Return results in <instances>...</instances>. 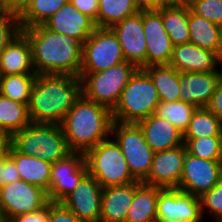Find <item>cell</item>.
Here are the masks:
<instances>
[{
    "instance_id": "1",
    "label": "cell",
    "mask_w": 222,
    "mask_h": 222,
    "mask_svg": "<svg viewBox=\"0 0 222 222\" xmlns=\"http://www.w3.org/2000/svg\"><path fill=\"white\" fill-rule=\"evenodd\" d=\"M28 38L36 74H68L79 76L82 44L75 38L52 32L44 25L23 28Z\"/></svg>"
},
{
    "instance_id": "2",
    "label": "cell",
    "mask_w": 222,
    "mask_h": 222,
    "mask_svg": "<svg viewBox=\"0 0 222 222\" xmlns=\"http://www.w3.org/2000/svg\"><path fill=\"white\" fill-rule=\"evenodd\" d=\"M81 95L79 76L37 74L28 105L30 121L61 124Z\"/></svg>"
},
{
    "instance_id": "3",
    "label": "cell",
    "mask_w": 222,
    "mask_h": 222,
    "mask_svg": "<svg viewBox=\"0 0 222 222\" xmlns=\"http://www.w3.org/2000/svg\"><path fill=\"white\" fill-rule=\"evenodd\" d=\"M112 123V111L108 107L89 100L82 94L61 126L70 150L85 153L108 138Z\"/></svg>"
},
{
    "instance_id": "4",
    "label": "cell",
    "mask_w": 222,
    "mask_h": 222,
    "mask_svg": "<svg viewBox=\"0 0 222 222\" xmlns=\"http://www.w3.org/2000/svg\"><path fill=\"white\" fill-rule=\"evenodd\" d=\"M11 146L26 156H37L51 164L63 159L70 150L61 124L30 123L11 136Z\"/></svg>"
},
{
    "instance_id": "5",
    "label": "cell",
    "mask_w": 222,
    "mask_h": 222,
    "mask_svg": "<svg viewBox=\"0 0 222 222\" xmlns=\"http://www.w3.org/2000/svg\"><path fill=\"white\" fill-rule=\"evenodd\" d=\"M159 102L158 92L151 78L143 69L138 68L112 110L113 122L137 124L155 114Z\"/></svg>"
},
{
    "instance_id": "6",
    "label": "cell",
    "mask_w": 222,
    "mask_h": 222,
    "mask_svg": "<svg viewBox=\"0 0 222 222\" xmlns=\"http://www.w3.org/2000/svg\"><path fill=\"white\" fill-rule=\"evenodd\" d=\"M84 159L87 173L93 176L102 188L137 181L132 176L119 145L109 138L87 150Z\"/></svg>"
},
{
    "instance_id": "7",
    "label": "cell",
    "mask_w": 222,
    "mask_h": 222,
    "mask_svg": "<svg viewBox=\"0 0 222 222\" xmlns=\"http://www.w3.org/2000/svg\"><path fill=\"white\" fill-rule=\"evenodd\" d=\"M137 69L134 64L124 61L103 71L80 73L82 94L87 99L106 106L112 111Z\"/></svg>"
},
{
    "instance_id": "8",
    "label": "cell",
    "mask_w": 222,
    "mask_h": 222,
    "mask_svg": "<svg viewBox=\"0 0 222 222\" xmlns=\"http://www.w3.org/2000/svg\"><path fill=\"white\" fill-rule=\"evenodd\" d=\"M111 133L116 136L132 176L143 181L149 174L154 151L147 144L143 130L136 123L113 122Z\"/></svg>"
},
{
    "instance_id": "9",
    "label": "cell",
    "mask_w": 222,
    "mask_h": 222,
    "mask_svg": "<svg viewBox=\"0 0 222 222\" xmlns=\"http://www.w3.org/2000/svg\"><path fill=\"white\" fill-rule=\"evenodd\" d=\"M126 61L117 35L111 28H96L82 45L80 73L103 71Z\"/></svg>"
},
{
    "instance_id": "10",
    "label": "cell",
    "mask_w": 222,
    "mask_h": 222,
    "mask_svg": "<svg viewBox=\"0 0 222 222\" xmlns=\"http://www.w3.org/2000/svg\"><path fill=\"white\" fill-rule=\"evenodd\" d=\"M49 202L47 191L23 180L0 188V208L6 222L16 216L38 211Z\"/></svg>"
},
{
    "instance_id": "11",
    "label": "cell",
    "mask_w": 222,
    "mask_h": 222,
    "mask_svg": "<svg viewBox=\"0 0 222 222\" xmlns=\"http://www.w3.org/2000/svg\"><path fill=\"white\" fill-rule=\"evenodd\" d=\"M203 212L198 196L179 188H161L157 200L160 222H200Z\"/></svg>"
},
{
    "instance_id": "12",
    "label": "cell",
    "mask_w": 222,
    "mask_h": 222,
    "mask_svg": "<svg viewBox=\"0 0 222 222\" xmlns=\"http://www.w3.org/2000/svg\"><path fill=\"white\" fill-rule=\"evenodd\" d=\"M87 174L84 153L71 152L63 159L52 164L50 176V189L48 199L50 202L61 203L78 186Z\"/></svg>"
},
{
    "instance_id": "13",
    "label": "cell",
    "mask_w": 222,
    "mask_h": 222,
    "mask_svg": "<svg viewBox=\"0 0 222 222\" xmlns=\"http://www.w3.org/2000/svg\"><path fill=\"white\" fill-rule=\"evenodd\" d=\"M222 179L221 161H210L186 152L179 189L200 197Z\"/></svg>"
},
{
    "instance_id": "14",
    "label": "cell",
    "mask_w": 222,
    "mask_h": 222,
    "mask_svg": "<svg viewBox=\"0 0 222 222\" xmlns=\"http://www.w3.org/2000/svg\"><path fill=\"white\" fill-rule=\"evenodd\" d=\"M186 152L184 144L155 152L149 174L142 183L160 188H178Z\"/></svg>"
},
{
    "instance_id": "15",
    "label": "cell",
    "mask_w": 222,
    "mask_h": 222,
    "mask_svg": "<svg viewBox=\"0 0 222 222\" xmlns=\"http://www.w3.org/2000/svg\"><path fill=\"white\" fill-rule=\"evenodd\" d=\"M111 29L118 37L125 60L137 68H145L147 43L143 31V10L126 17Z\"/></svg>"
},
{
    "instance_id": "16",
    "label": "cell",
    "mask_w": 222,
    "mask_h": 222,
    "mask_svg": "<svg viewBox=\"0 0 222 222\" xmlns=\"http://www.w3.org/2000/svg\"><path fill=\"white\" fill-rule=\"evenodd\" d=\"M102 190L96 179L87 173L61 203L82 222H99Z\"/></svg>"
},
{
    "instance_id": "17",
    "label": "cell",
    "mask_w": 222,
    "mask_h": 222,
    "mask_svg": "<svg viewBox=\"0 0 222 222\" xmlns=\"http://www.w3.org/2000/svg\"><path fill=\"white\" fill-rule=\"evenodd\" d=\"M143 31L147 43L146 67L169 64L174 45L163 26L161 9L143 10Z\"/></svg>"
},
{
    "instance_id": "18",
    "label": "cell",
    "mask_w": 222,
    "mask_h": 222,
    "mask_svg": "<svg viewBox=\"0 0 222 222\" xmlns=\"http://www.w3.org/2000/svg\"><path fill=\"white\" fill-rule=\"evenodd\" d=\"M43 25L52 32L77 39L82 45L97 28L95 21L82 14L70 1L55 12Z\"/></svg>"
},
{
    "instance_id": "19",
    "label": "cell",
    "mask_w": 222,
    "mask_h": 222,
    "mask_svg": "<svg viewBox=\"0 0 222 222\" xmlns=\"http://www.w3.org/2000/svg\"><path fill=\"white\" fill-rule=\"evenodd\" d=\"M221 71L179 72L180 99L198 107H206L215 92Z\"/></svg>"
},
{
    "instance_id": "20",
    "label": "cell",
    "mask_w": 222,
    "mask_h": 222,
    "mask_svg": "<svg viewBox=\"0 0 222 222\" xmlns=\"http://www.w3.org/2000/svg\"><path fill=\"white\" fill-rule=\"evenodd\" d=\"M220 63L222 59L215 52L186 43L173 47L169 65L178 72H212L219 71L216 66Z\"/></svg>"
},
{
    "instance_id": "21",
    "label": "cell",
    "mask_w": 222,
    "mask_h": 222,
    "mask_svg": "<svg viewBox=\"0 0 222 222\" xmlns=\"http://www.w3.org/2000/svg\"><path fill=\"white\" fill-rule=\"evenodd\" d=\"M141 184V181H136L127 185L103 188L99 222H125L135 190Z\"/></svg>"
},
{
    "instance_id": "22",
    "label": "cell",
    "mask_w": 222,
    "mask_h": 222,
    "mask_svg": "<svg viewBox=\"0 0 222 222\" xmlns=\"http://www.w3.org/2000/svg\"><path fill=\"white\" fill-rule=\"evenodd\" d=\"M143 130L145 140L154 152H160L184 144L181 133L169 121L155 114L137 123Z\"/></svg>"
},
{
    "instance_id": "23",
    "label": "cell",
    "mask_w": 222,
    "mask_h": 222,
    "mask_svg": "<svg viewBox=\"0 0 222 222\" xmlns=\"http://www.w3.org/2000/svg\"><path fill=\"white\" fill-rule=\"evenodd\" d=\"M36 74L28 38L21 32L0 53V75Z\"/></svg>"
},
{
    "instance_id": "24",
    "label": "cell",
    "mask_w": 222,
    "mask_h": 222,
    "mask_svg": "<svg viewBox=\"0 0 222 222\" xmlns=\"http://www.w3.org/2000/svg\"><path fill=\"white\" fill-rule=\"evenodd\" d=\"M8 156L15 162L20 180L41 187L45 191L50 189L52 164L39 159L37 156H26L17 152L11 145Z\"/></svg>"
},
{
    "instance_id": "25",
    "label": "cell",
    "mask_w": 222,
    "mask_h": 222,
    "mask_svg": "<svg viewBox=\"0 0 222 222\" xmlns=\"http://www.w3.org/2000/svg\"><path fill=\"white\" fill-rule=\"evenodd\" d=\"M189 43L215 52L222 59V27L204 17L194 14L189 8Z\"/></svg>"
},
{
    "instance_id": "26",
    "label": "cell",
    "mask_w": 222,
    "mask_h": 222,
    "mask_svg": "<svg viewBox=\"0 0 222 222\" xmlns=\"http://www.w3.org/2000/svg\"><path fill=\"white\" fill-rule=\"evenodd\" d=\"M160 187L141 184L134 194L125 222H151L157 217Z\"/></svg>"
},
{
    "instance_id": "27",
    "label": "cell",
    "mask_w": 222,
    "mask_h": 222,
    "mask_svg": "<svg viewBox=\"0 0 222 222\" xmlns=\"http://www.w3.org/2000/svg\"><path fill=\"white\" fill-rule=\"evenodd\" d=\"M158 92L160 101L174 102L180 99L179 72L169 64L143 68Z\"/></svg>"
},
{
    "instance_id": "28",
    "label": "cell",
    "mask_w": 222,
    "mask_h": 222,
    "mask_svg": "<svg viewBox=\"0 0 222 222\" xmlns=\"http://www.w3.org/2000/svg\"><path fill=\"white\" fill-rule=\"evenodd\" d=\"M161 17L174 46L189 43V6H164L161 8Z\"/></svg>"
},
{
    "instance_id": "29",
    "label": "cell",
    "mask_w": 222,
    "mask_h": 222,
    "mask_svg": "<svg viewBox=\"0 0 222 222\" xmlns=\"http://www.w3.org/2000/svg\"><path fill=\"white\" fill-rule=\"evenodd\" d=\"M139 11L136 0H98L97 27L112 28Z\"/></svg>"
},
{
    "instance_id": "30",
    "label": "cell",
    "mask_w": 222,
    "mask_h": 222,
    "mask_svg": "<svg viewBox=\"0 0 222 222\" xmlns=\"http://www.w3.org/2000/svg\"><path fill=\"white\" fill-rule=\"evenodd\" d=\"M30 123L27 104L0 94V128L11 137Z\"/></svg>"
},
{
    "instance_id": "31",
    "label": "cell",
    "mask_w": 222,
    "mask_h": 222,
    "mask_svg": "<svg viewBox=\"0 0 222 222\" xmlns=\"http://www.w3.org/2000/svg\"><path fill=\"white\" fill-rule=\"evenodd\" d=\"M222 137V121L207 107H198L183 134V139Z\"/></svg>"
},
{
    "instance_id": "32",
    "label": "cell",
    "mask_w": 222,
    "mask_h": 222,
    "mask_svg": "<svg viewBox=\"0 0 222 222\" xmlns=\"http://www.w3.org/2000/svg\"><path fill=\"white\" fill-rule=\"evenodd\" d=\"M37 74L1 75L0 94L29 105Z\"/></svg>"
},
{
    "instance_id": "33",
    "label": "cell",
    "mask_w": 222,
    "mask_h": 222,
    "mask_svg": "<svg viewBox=\"0 0 222 222\" xmlns=\"http://www.w3.org/2000/svg\"><path fill=\"white\" fill-rule=\"evenodd\" d=\"M69 0H30L25 11L19 16L23 28L43 25L55 12Z\"/></svg>"
},
{
    "instance_id": "34",
    "label": "cell",
    "mask_w": 222,
    "mask_h": 222,
    "mask_svg": "<svg viewBox=\"0 0 222 222\" xmlns=\"http://www.w3.org/2000/svg\"><path fill=\"white\" fill-rule=\"evenodd\" d=\"M196 109V106L181 100L174 102L160 101L156 108L155 115L169 121L184 134Z\"/></svg>"
},
{
    "instance_id": "35",
    "label": "cell",
    "mask_w": 222,
    "mask_h": 222,
    "mask_svg": "<svg viewBox=\"0 0 222 222\" xmlns=\"http://www.w3.org/2000/svg\"><path fill=\"white\" fill-rule=\"evenodd\" d=\"M183 140L188 154L210 161H221L222 137Z\"/></svg>"
},
{
    "instance_id": "36",
    "label": "cell",
    "mask_w": 222,
    "mask_h": 222,
    "mask_svg": "<svg viewBox=\"0 0 222 222\" xmlns=\"http://www.w3.org/2000/svg\"><path fill=\"white\" fill-rule=\"evenodd\" d=\"M188 6L194 14L222 27V0H190Z\"/></svg>"
},
{
    "instance_id": "37",
    "label": "cell",
    "mask_w": 222,
    "mask_h": 222,
    "mask_svg": "<svg viewBox=\"0 0 222 222\" xmlns=\"http://www.w3.org/2000/svg\"><path fill=\"white\" fill-rule=\"evenodd\" d=\"M21 33L19 16L0 10V53Z\"/></svg>"
},
{
    "instance_id": "38",
    "label": "cell",
    "mask_w": 222,
    "mask_h": 222,
    "mask_svg": "<svg viewBox=\"0 0 222 222\" xmlns=\"http://www.w3.org/2000/svg\"><path fill=\"white\" fill-rule=\"evenodd\" d=\"M199 199L201 211L206 206L217 220L216 222H222V179L212 189L204 192Z\"/></svg>"
},
{
    "instance_id": "39",
    "label": "cell",
    "mask_w": 222,
    "mask_h": 222,
    "mask_svg": "<svg viewBox=\"0 0 222 222\" xmlns=\"http://www.w3.org/2000/svg\"><path fill=\"white\" fill-rule=\"evenodd\" d=\"M48 222H82L62 203H48Z\"/></svg>"
},
{
    "instance_id": "40",
    "label": "cell",
    "mask_w": 222,
    "mask_h": 222,
    "mask_svg": "<svg viewBox=\"0 0 222 222\" xmlns=\"http://www.w3.org/2000/svg\"><path fill=\"white\" fill-rule=\"evenodd\" d=\"M20 180L19 171L15 162L8 156L3 155V185Z\"/></svg>"
},
{
    "instance_id": "41",
    "label": "cell",
    "mask_w": 222,
    "mask_h": 222,
    "mask_svg": "<svg viewBox=\"0 0 222 222\" xmlns=\"http://www.w3.org/2000/svg\"><path fill=\"white\" fill-rule=\"evenodd\" d=\"M82 14L95 21L97 27L98 0H69Z\"/></svg>"
},
{
    "instance_id": "42",
    "label": "cell",
    "mask_w": 222,
    "mask_h": 222,
    "mask_svg": "<svg viewBox=\"0 0 222 222\" xmlns=\"http://www.w3.org/2000/svg\"><path fill=\"white\" fill-rule=\"evenodd\" d=\"M9 222H48V204L33 213L16 216Z\"/></svg>"
},
{
    "instance_id": "43",
    "label": "cell",
    "mask_w": 222,
    "mask_h": 222,
    "mask_svg": "<svg viewBox=\"0 0 222 222\" xmlns=\"http://www.w3.org/2000/svg\"><path fill=\"white\" fill-rule=\"evenodd\" d=\"M206 107L222 121V77L218 81L215 92Z\"/></svg>"
},
{
    "instance_id": "44",
    "label": "cell",
    "mask_w": 222,
    "mask_h": 222,
    "mask_svg": "<svg viewBox=\"0 0 222 222\" xmlns=\"http://www.w3.org/2000/svg\"><path fill=\"white\" fill-rule=\"evenodd\" d=\"M29 3L30 0H3L0 5V10L20 16L25 11Z\"/></svg>"
},
{
    "instance_id": "45",
    "label": "cell",
    "mask_w": 222,
    "mask_h": 222,
    "mask_svg": "<svg viewBox=\"0 0 222 222\" xmlns=\"http://www.w3.org/2000/svg\"><path fill=\"white\" fill-rule=\"evenodd\" d=\"M140 10H158L163 7V0H136Z\"/></svg>"
},
{
    "instance_id": "46",
    "label": "cell",
    "mask_w": 222,
    "mask_h": 222,
    "mask_svg": "<svg viewBox=\"0 0 222 222\" xmlns=\"http://www.w3.org/2000/svg\"><path fill=\"white\" fill-rule=\"evenodd\" d=\"M10 145L11 137L2 128H0V156L8 154Z\"/></svg>"
},
{
    "instance_id": "47",
    "label": "cell",
    "mask_w": 222,
    "mask_h": 222,
    "mask_svg": "<svg viewBox=\"0 0 222 222\" xmlns=\"http://www.w3.org/2000/svg\"><path fill=\"white\" fill-rule=\"evenodd\" d=\"M190 0H163L164 6H188Z\"/></svg>"
},
{
    "instance_id": "48",
    "label": "cell",
    "mask_w": 222,
    "mask_h": 222,
    "mask_svg": "<svg viewBox=\"0 0 222 222\" xmlns=\"http://www.w3.org/2000/svg\"><path fill=\"white\" fill-rule=\"evenodd\" d=\"M3 186V155L0 156V188Z\"/></svg>"
},
{
    "instance_id": "49",
    "label": "cell",
    "mask_w": 222,
    "mask_h": 222,
    "mask_svg": "<svg viewBox=\"0 0 222 222\" xmlns=\"http://www.w3.org/2000/svg\"><path fill=\"white\" fill-rule=\"evenodd\" d=\"M0 222H6L0 208Z\"/></svg>"
}]
</instances>
